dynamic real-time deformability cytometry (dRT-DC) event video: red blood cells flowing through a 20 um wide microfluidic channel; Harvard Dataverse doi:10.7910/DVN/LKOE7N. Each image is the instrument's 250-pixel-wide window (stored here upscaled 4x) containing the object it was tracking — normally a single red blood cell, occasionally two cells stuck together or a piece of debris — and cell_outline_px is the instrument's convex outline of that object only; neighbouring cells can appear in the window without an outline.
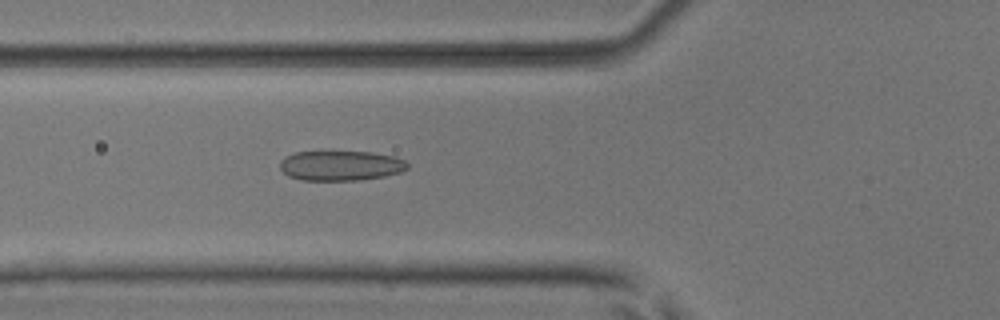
{"species": "common noctule bat (a hibernating species)", "species_latin": "Nyctalus noctula", "temperature_condition": "room temperature", "stored_images_in_passage": 51, "camera_frame_rate_fps": 3000, "um_per_image_px": 0.085, "animal": {"sex": "male", "body_mass_g": 17.9, "forearm_length_mm": 54.2}, "frame": {"image": 1, "passage_image": 19, "time_ms": 6.0, "image_size_px": [1000, 320], "cell_outline_px": [[408, 168], [400, 172], [384, 176], [360, 180], [300, 180], [288, 176], [280, 168], [280, 160], [284, 156], [296, 152], [372, 152], [396, 156], [404, 160], [408, 164]], "centroid_in_image_um": [28.95, 14.08], "position_along_channel_um": 96.8, "area_um2": 22.31}}
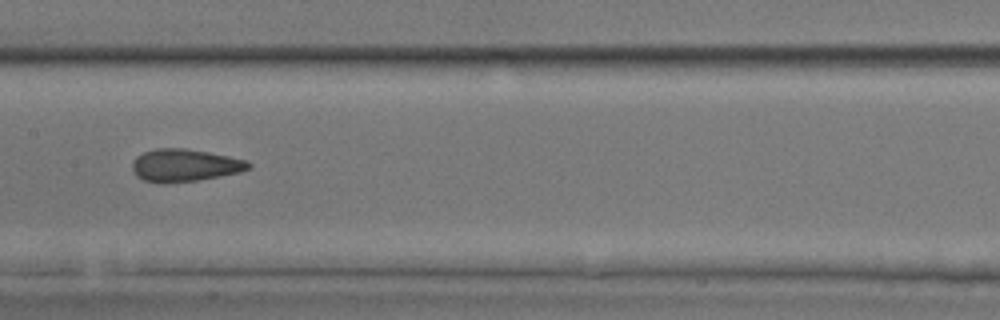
{"frame": {"image": 2, "passage_image": 26, "time_ms": 8.333, "image_size_px": [1000, 320], "cell_outline_px": [[252, 168], [240, 172], [220, 176], [196, 180], [164, 184], [160, 184], [144, 180], [136, 176], [132, 168], [132, 164], [136, 156], [144, 152], [156, 148], [184, 148], [208, 152], [248, 160], [252, 164]], "centroid_in_image_um": [15.71, 14.06], "position_along_channel_um": 191.7, "area_um2": 22.2}}
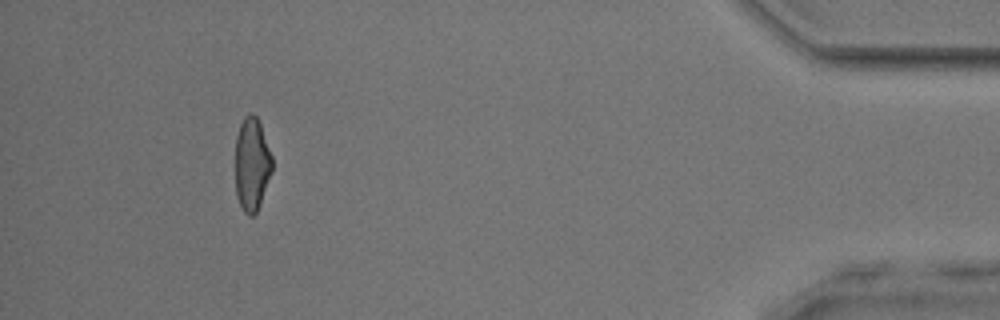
{"frame": {"image": 3, "passage_image": 47, "time_ms": 15.333, "image_size_px": [1000, 320], "cell_outline_px": [[272, 172], [260, 204], [256, 212], [252, 216], [248, 216], [244, 212], [236, 196], [236, 136], [240, 124], [244, 116], [248, 112], [252, 112], [256, 116], [260, 124], [272, 156]], "centroid_in_image_um": [21.41, 13.95], "position_along_channel_um": 413.8, "area_um2": 20.06}, "authors_computed_cell_mechanics": {"area_um2": 22.0796, "velocity_mm_per_s": 4.0605, "shape_relaxation_time_tau1_ms": 5.8451, "shape_relaxation_time_tau2_ms": 1.6609, "deformation_change_tau1": 0.1515, "deformation_change_tau2": 0.094}}